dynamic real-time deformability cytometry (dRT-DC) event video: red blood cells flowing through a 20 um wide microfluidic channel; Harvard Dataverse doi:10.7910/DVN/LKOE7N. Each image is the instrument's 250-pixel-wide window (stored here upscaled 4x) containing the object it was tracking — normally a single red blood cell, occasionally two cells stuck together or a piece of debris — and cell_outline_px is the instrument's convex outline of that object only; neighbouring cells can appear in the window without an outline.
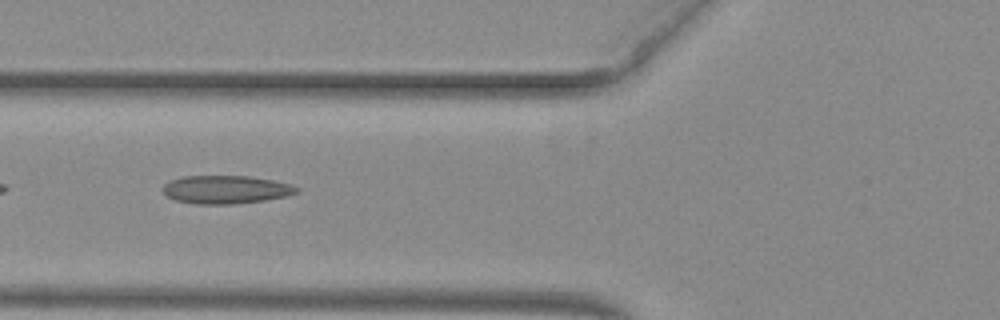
{"species": "common noctule bat (a hibernating species)", "species_latin": "Nyctalus noctula", "temperature_condition": "warm", "stored_images_in_passage": 36, "camera_frame_rate_fps": 3000, "um_per_image_px": 0.085, "animal": {"sex": "female", "body_mass_g": 29.2, "forearm_length_mm": 56.3}, "frame": {"image": 1, "passage_image": 4, "time_ms": 1.0, "image_size_px": [1000, 320], "cell_outline_px": [[300, 192], [288, 196], [264, 200], [232, 204], [196, 204], [176, 200], [168, 196], [164, 192], [164, 184], [168, 180], [184, 176], [248, 176], [272, 180], [292, 184], [300, 188]], "centroid_in_image_um": [19.24, 16.11], "position_along_channel_um": 106.6, "area_um2": 22.02}}
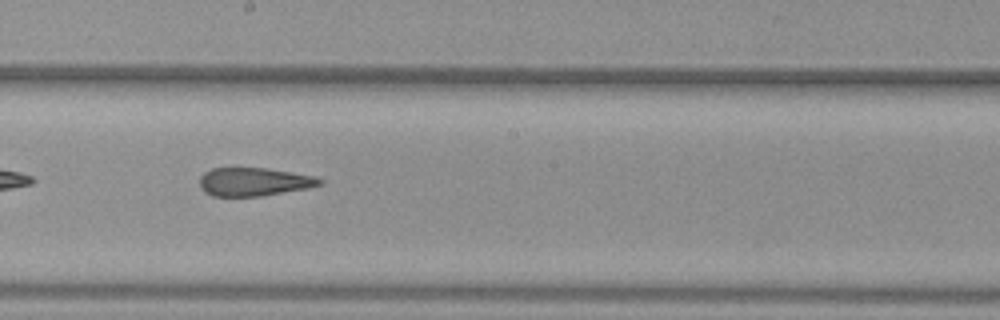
{"frame": {"image": 2, "passage_image": 13, "time_ms": 4.0, "image_size_px": [1000, 320], "cell_outline_px": [[324, 184], [308, 188], [260, 196], [212, 196], [204, 192], [200, 188], [200, 176], [204, 172], [212, 168], [268, 168], [316, 176], [324, 180]], "centroid_in_image_um": [21.6, 15.45], "position_along_channel_um": 226.6, "area_um2": 20.0}}
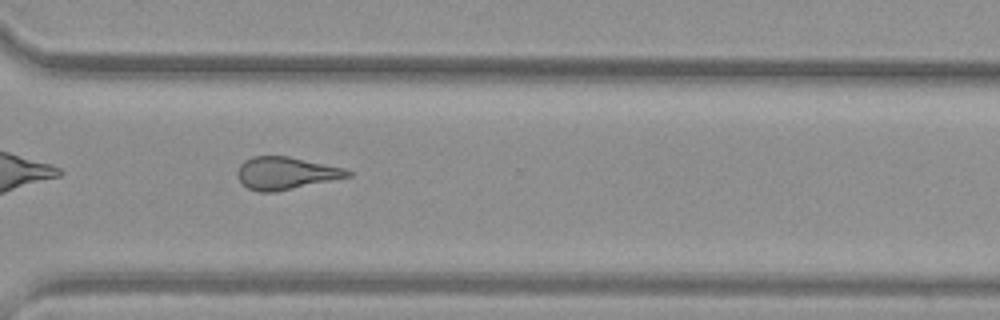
{"frame": {"image": 3, "passage_image": 22, "time_ms": 7.0, "image_size_px": [1000, 320], "cell_outline_px": [[352, 176], [276, 192], [260, 192], [248, 188], [236, 176], [236, 172], [240, 164], [244, 160], [252, 156], [288, 156], [348, 168], [352, 172]], "centroid_in_image_um": [24.32, 14.71], "position_along_channel_um": 346.3, "area_um2": 21.1}}